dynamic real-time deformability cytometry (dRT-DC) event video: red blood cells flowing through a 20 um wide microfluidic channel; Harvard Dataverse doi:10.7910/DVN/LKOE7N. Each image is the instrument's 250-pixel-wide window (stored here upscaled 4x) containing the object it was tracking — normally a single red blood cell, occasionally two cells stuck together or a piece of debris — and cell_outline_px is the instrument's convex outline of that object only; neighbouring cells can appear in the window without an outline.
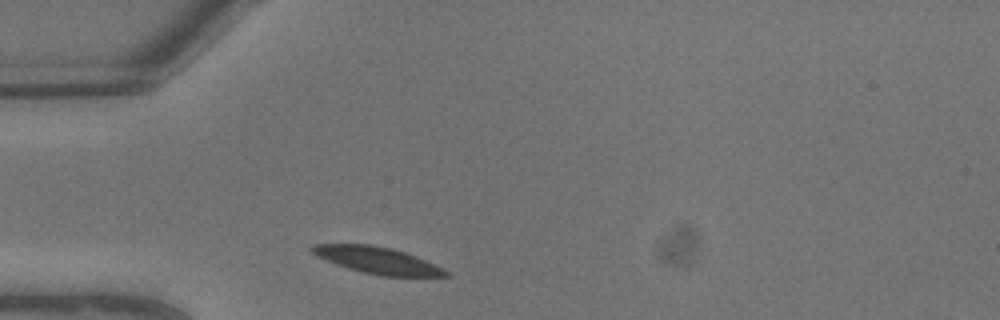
{"species": "common noctule bat (a hibernating species)", "species_latin": "Nyctalus noctula", "temperature_condition": "warm", "stored_images_in_passage": 4, "camera_frame_rate_fps": 3000, "um_per_image_px": 0.085, "animal": {"sex": "male", "body_mass_g": 13.3}, "frame": {"image": 1, "passage_image": 1, "time_ms": 0.0, "image_size_px": [1000, 320], "cell_outline_px": [[452, 276], [384, 276], [364, 272], [348, 268], [336, 264], [316, 256], [308, 248], [312, 244], [372, 244], [392, 248], [404, 252], [424, 260], [448, 272]], "centroid_in_image_um": [32.0, 22.11], "position_along_channel_um": 53.0, "area_um2": 20.46}}
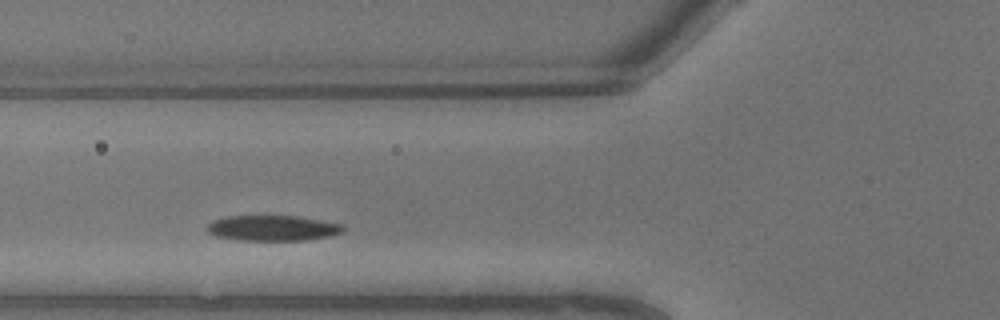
{"frame": {"image": 2, "passage_image": 3, "time_ms": 0.667, "image_size_px": [1000, 320], "cell_outline_px": [[344, 232], [328, 236], [308, 240], [240, 240], [216, 236], [208, 232], [208, 224], [212, 220], [228, 216], [296, 216], [344, 224]], "centroid_in_image_um": [23.2, 19.38], "position_along_channel_um": 102.6, "area_um2": 20.11}}